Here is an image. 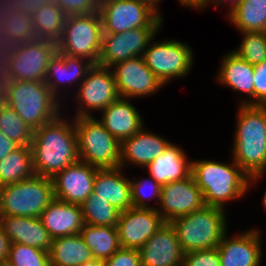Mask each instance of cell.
<instances>
[{
  "label": "cell",
  "instance_id": "cell-27",
  "mask_svg": "<svg viewBox=\"0 0 266 266\" xmlns=\"http://www.w3.org/2000/svg\"><path fill=\"white\" fill-rule=\"evenodd\" d=\"M216 80L234 91L248 94L249 100L243 99L240 104L254 105V67L238 57L234 52L223 56ZM253 101H251V100Z\"/></svg>",
  "mask_w": 266,
  "mask_h": 266
},
{
  "label": "cell",
  "instance_id": "cell-8",
  "mask_svg": "<svg viewBox=\"0 0 266 266\" xmlns=\"http://www.w3.org/2000/svg\"><path fill=\"white\" fill-rule=\"evenodd\" d=\"M102 34L99 12L67 16L61 37L56 42L57 51L98 65Z\"/></svg>",
  "mask_w": 266,
  "mask_h": 266
},
{
  "label": "cell",
  "instance_id": "cell-47",
  "mask_svg": "<svg viewBox=\"0 0 266 266\" xmlns=\"http://www.w3.org/2000/svg\"><path fill=\"white\" fill-rule=\"evenodd\" d=\"M10 247V240L3 232L0 224V262L8 259V252Z\"/></svg>",
  "mask_w": 266,
  "mask_h": 266
},
{
  "label": "cell",
  "instance_id": "cell-50",
  "mask_svg": "<svg viewBox=\"0 0 266 266\" xmlns=\"http://www.w3.org/2000/svg\"><path fill=\"white\" fill-rule=\"evenodd\" d=\"M9 7L7 0H0V28L4 17L8 14Z\"/></svg>",
  "mask_w": 266,
  "mask_h": 266
},
{
  "label": "cell",
  "instance_id": "cell-12",
  "mask_svg": "<svg viewBox=\"0 0 266 266\" xmlns=\"http://www.w3.org/2000/svg\"><path fill=\"white\" fill-rule=\"evenodd\" d=\"M160 29L141 27L116 34L103 33L98 65L111 68L119 62L143 56Z\"/></svg>",
  "mask_w": 266,
  "mask_h": 266
},
{
  "label": "cell",
  "instance_id": "cell-53",
  "mask_svg": "<svg viewBox=\"0 0 266 266\" xmlns=\"http://www.w3.org/2000/svg\"><path fill=\"white\" fill-rule=\"evenodd\" d=\"M5 83L0 80V103L4 101Z\"/></svg>",
  "mask_w": 266,
  "mask_h": 266
},
{
  "label": "cell",
  "instance_id": "cell-28",
  "mask_svg": "<svg viewBox=\"0 0 266 266\" xmlns=\"http://www.w3.org/2000/svg\"><path fill=\"white\" fill-rule=\"evenodd\" d=\"M48 253L50 266H80L94 259L80 233L52 239Z\"/></svg>",
  "mask_w": 266,
  "mask_h": 266
},
{
  "label": "cell",
  "instance_id": "cell-52",
  "mask_svg": "<svg viewBox=\"0 0 266 266\" xmlns=\"http://www.w3.org/2000/svg\"><path fill=\"white\" fill-rule=\"evenodd\" d=\"M80 266H105L103 260L92 259L91 261L85 262Z\"/></svg>",
  "mask_w": 266,
  "mask_h": 266
},
{
  "label": "cell",
  "instance_id": "cell-38",
  "mask_svg": "<svg viewBox=\"0 0 266 266\" xmlns=\"http://www.w3.org/2000/svg\"><path fill=\"white\" fill-rule=\"evenodd\" d=\"M142 180L136 179V181L130 180L131 185V199L133 203V207L135 208H152L156 209L154 206H149V201L151 199H157L158 204L160 201V195H161V185L157 183L151 176L149 178H141ZM152 190L150 191L149 195L146 193V189ZM146 190V191H145ZM148 192V191H147ZM149 197V198H148ZM148 202V203H147Z\"/></svg>",
  "mask_w": 266,
  "mask_h": 266
},
{
  "label": "cell",
  "instance_id": "cell-17",
  "mask_svg": "<svg viewBox=\"0 0 266 266\" xmlns=\"http://www.w3.org/2000/svg\"><path fill=\"white\" fill-rule=\"evenodd\" d=\"M98 169L78 161L58 172L52 178L55 198L66 203L81 205L93 192Z\"/></svg>",
  "mask_w": 266,
  "mask_h": 266
},
{
  "label": "cell",
  "instance_id": "cell-20",
  "mask_svg": "<svg viewBox=\"0 0 266 266\" xmlns=\"http://www.w3.org/2000/svg\"><path fill=\"white\" fill-rule=\"evenodd\" d=\"M170 143L169 140L147 132L142 127L137 133L121 142L120 167L124 169L129 163H132L144 169L162 154Z\"/></svg>",
  "mask_w": 266,
  "mask_h": 266
},
{
  "label": "cell",
  "instance_id": "cell-11",
  "mask_svg": "<svg viewBox=\"0 0 266 266\" xmlns=\"http://www.w3.org/2000/svg\"><path fill=\"white\" fill-rule=\"evenodd\" d=\"M77 85L75 98L79 108H76L78 111L73 118L94 116L92 111L101 112L120 97L111 68L93 65L85 79Z\"/></svg>",
  "mask_w": 266,
  "mask_h": 266
},
{
  "label": "cell",
  "instance_id": "cell-44",
  "mask_svg": "<svg viewBox=\"0 0 266 266\" xmlns=\"http://www.w3.org/2000/svg\"><path fill=\"white\" fill-rule=\"evenodd\" d=\"M0 80L4 83L12 80L10 54L0 53Z\"/></svg>",
  "mask_w": 266,
  "mask_h": 266
},
{
  "label": "cell",
  "instance_id": "cell-40",
  "mask_svg": "<svg viewBox=\"0 0 266 266\" xmlns=\"http://www.w3.org/2000/svg\"><path fill=\"white\" fill-rule=\"evenodd\" d=\"M182 266H221L218 249H206L185 253Z\"/></svg>",
  "mask_w": 266,
  "mask_h": 266
},
{
  "label": "cell",
  "instance_id": "cell-34",
  "mask_svg": "<svg viewBox=\"0 0 266 266\" xmlns=\"http://www.w3.org/2000/svg\"><path fill=\"white\" fill-rule=\"evenodd\" d=\"M0 131L18 146H31L34 130L5 102L0 103Z\"/></svg>",
  "mask_w": 266,
  "mask_h": 266
},
{
  "label": "cell",
  "instance_id": "cell-41",
  "mask_svg": "<svg viewBox=\"0 0 266 266\" xmlns=\"http://www.w3.org/2000/svg\"><path fill=\"white\" fill-rule=\"evenodd\" d=\"M104 263L105 266H141L139 250L120 247Z\"/></svg>",
  "mask_w": 266,
  "mask_h": 266
},
{
  "label": "cell",
  "instance_id": "cell-25",
  "mask_svg": "<svg viewBox=\"0 0 266 266\" xmlns=\"http://www.w3.org/2000/svg\"><path fill=\"white\" fill-rule=\"evenodd\" d=\"M122 167L98 169L93 192L120 212L133 207L130 180Z\"/></svg>",
  "mask_w": 266,
  "mask_h": 266
},
{
  "label": "cell",
  "instance_id": "cell-22",
  "mask_svg": "<svg viewBox=\"0 0 266 266\" xmlns=\"http://www.w3.org/2000/svg\"><path fill=\"white\" fill-rule=\"evenodd\" d=\"M93 65L85 58L72 57L57 51L48 64L45 84L58 99L62 87H73L79 80L82 82Z\"/></svg>",
  "mask_w": 266,
  "mask_h": 266
},
{
  "label": "cell",
  "instance_id": "cell-23",
  "mask_svg": "<svg viewBox=\"0 0 266 266\" xmlns=\"http://www.w3.org/2000/svg\"><path fill=\"white\" fill-rule=\"evenodd\" d=\"M101 113L102 118L98 120L120 143L144 126L141 113L130 103L129 98L119 97Z\"/></svg>",
  "mask_w": 266,
  "mask_h": 266
},
{
  "label": "cell",
  "instance_id": "cell-14",
  "mask_svg": "<svg viewBox=\"0 0 266 266\" xmlns=\"http://www.w3.org/2000/svg\"><path fill=\"white\" fill-rule=\"evenodd\" d=\"M111 70L115 76L117 92L122 98L153 95L164 86L146 65L143 56L119 62Z\"/></svg>",
  "mask_w": 266,
  "mask_h": 266
},
{
  "label": "cell",
  "instance_id": "cell-1",
  "mask_svg": "<svg viewBox=\"0 0 266 266\" xmlns=\"http://www.w3.org/2000/svg\"><path fill=\"white\" fill-rule=\"evenodd\" d=\"M61 117L62 114L33 132V171L39 176L53 178L58 172L79 161L74 119L71 122Z\"/></svg>",
  "mask_w": 266,
  "mask_h": 266
},
{
  "label": "cell",
  "instance_id": "cell-10",
  "mask_svg": "<svg viewBox=\"0 0 266 266\" xmlns=\"http://www.w3.org/2000/svg\"><path fill=\"white\" fill-rule=\"evenodd\" d=\"M149 42L143 58L149 69L167 85L172 79L187 76L195 57L187 43L177 40Z\"/></svg>",
  "mask_w": 266,
  "mask_h": 266
},
{
  "label": "cell",
  "instance_id": "cell-51",
  "mask_svg": "<svg viewBox=\"0 0 266 266\" xmlns=\"http://www.w3.org/2000/svg\"><path fill=\"white\" fill-rule=\"evenodd\" d=\"M146 4H149L154 10H156L161 16V12L158 10V4L162 2V0H140Z\"/></svg>",
  "mask_w": 266,
  "mask_h": 266
},
{
  "label": "cell",
  "instance_id": "cell-42",
  "mask_svg": "<svg viewBox=\"0 0 266 266\" xmlns=\"http://www.w3.org/2000/svg\"><path fill=\"white\" fill-rule=\"evenodd\" d=\"M254 105H266V61L254 64Z\"/></svg>",
  "mask_w": 266,
  "mask_h": 266
},
{
  "label": "cell",
  "instance_id": "cell-13",
  "mask_svg": "<svg viewBox=\"0 0 266 266\" xmlns=\"http://www.w3.org/2000/svg\"><path fill=\"white\" fill-rule=\"evenodd\" d=\"M57 52L56 42L36 39L18 44L10 55L11 81L45 82L50 59Z\"/></svg>",
  "mask_w": 266,
  "mask_h": 266
},
{
  "label": "cell",
  "instance_id": "cell-49",
  "mask_svg": "<svg viewBox=\"0 0 266 266\" xmlns=\"http://www.w3.org/2000/svg\"><path fill=\"white\" fill-rule=\"evenodd\" d=\"M182 6L203 10L207 7V0H182Z\"/></svg>",
  "mask_w": 266,
  "mask_h": 266
},
{
  "label": "cell",
  "instance_id": "cell-55",
  "mask_svg": "<svg viewBox=\"0 0 266 266\" xmlns=\"http://www.w3.org/2000/svg\"><path fill=\"white\" fill-rule=\"evenodd\" d=\"M263 204H264V207H265V210H266V191H265L264 197H263Z\"/></svg>",
  "mask_w": 266,
  "mask_h": 266
},
{
  "label": "cell",
  "instance_id": "cell-35",
  "mask_svg": "<svg viewBox=\"0 0 266 266\" xmlns=\"http://www.w3.org/2000/svg\"><path fill=\"white\" fill-rule=\"evenodd\" d=\"M1 31L8 37H12L18 44L36 40L32 17L20 11L11 12L4 17L1 23Z\"/></svg>",
  "mask_w": 266,
  "mask_h": 266
},
{
  "label": "cell",
  "instance_id": "cell-19",
  "mask_svg": "<svg viewBox=\"0 0 266 266\" xmlns=\"http://www.w3.org/2000/svg\"><path fill=\"white\" fill-rule=\"evenodd\" d=\"M226 233L217 246L221 266H261V234L250 229L236 236Z\"/></svg>",
  "mask_w": 266,
  "mask_h": 266
},
{
  "label": "cell",
  "instance_id": "cell-15",
  "mask_svg": "<svg viewBox=\"0 0 266 266\" xmlns=\"http://www.w3.org/2000/svg\"><path fill=\"white\" fill-rule=\"evenodd\" d=\"M156 210L165 222L190 214L204 207L202 191L191 175L186 179L170 182L161 186L160 201Z\"/></svg>",
  "mask_w": 266,
  "mask_h": 266
},
{
  "label": "cell",
  "instance_id": "cell-46",
  "mask_svg": "<svg viewBox=\"0 0 266 266\" xmlns=\"http://www.w3.org/2000/svg\"><path fill=\"white\" fill-rule=\"evenodd\" d=\"M18 147L13 141L0 131V160Z\"/></svg>",
  "mask_w": 266,
  "mask_h": 266
},
{
  "label": "cell",
  "instance_id": "cell-31",
  "mask_svg": "<svg viewBox=\"0 0 266 266\" xmlns=\"http://www.w3.org/2000/svg\"><path fill=\"white\" fill-rule=\"evenodd\" d=\"M226 17L240 32H266V0H241Z\"/></svg>",
  "mask_w": 266,
  "mask_h": 266
},
{
  "label": "cell",
  "instance_id": "cell-45",
  "mask_svg": "<svg viewBox=\"0 0 266 266\" xmlns=\"http://www.w3.org/2000/svg\"><path fill=\"white\" fill-rule=\"evenodd\" d=\"M18 47V43L12 38L5 35L0 28V53L12 54Z\"/></svg>",
  "mask_w": 266,
  "mask_h": 266
},
{
  "label": "cell",
  "instance_id": "cell-16",
  "mask_svg": "<svg viewBox=\"0 0 266 266\" xmlns=\"http://www.w3.org/2000/svg\"><path fill=\"white\" fill-rule=\"evenodd\" d=\"M165 223L156 209L128 208L119 215V244L122 248L139 250Z\"/></svg>",
  "mask_w": 266,
  "mask_h": 266
},
{
  "label": "cell",
  "instance_id": "cell-36",
  "mask_svg": "<svg viewBox=\"0 0 266 266\" xmlns=\"http://www.w3.org/2000/svg\"><path fill=\"white\" fill-rule=\"evenodd\" d=\"M242 43L233 50L238 57L254 65L266 61V32H241Z\"/></svg>",
  "mask_w": 266,
  "mask_h": 266
},
{
  "label": "cell",
  "instance_id": "cell-54",
  "mask_svg": "<svg viewBox=\"0 0 266 266\" xmlns=\"http://www.w3.org/2000/svg\"><path fill=\"white\" fill-rule=\"evenodd\" d=\"M0 266H13L8 260L1 261Z\"/></svg>",
  "mask_w": 266,
  "mask_h": 266
},
{
  "label": "cell",
  "instance_id": "cell-18",
  "mask_svg": "<svg viewBox=\"0 0 266 266\" xmlns=\"http://www.w3.org/2000/svg\"><path fill=\"white\" fill-rule=\"evenodd\" d=\"M141 266H182L184 252L175 229L166 222L139 249Z\"/></svg>",
  "mask_w": 266,
  "mask_h": 266
},
{
  "label": "cell",
  "instance_id": "cell-32",
  "mask_svg": "<svg viewBox=\"0 0 266 266\" xmlns=\"http://www.w3.org/2000/svg\"><path fill=\"white\" fill-rule=\"evenodd\" d=\"M66 17L55 2L44 4L32 16L36 38L57 42L61 37Z\"/></svg>",
  "mask_w": 266,
  "mask_h": 266
},
{
  "label": "cell",
  "instance_id": "cell-2",
  "mask_svg": "<svg viewBox=\"0 0 266 266\" xmlns=\"http://www.w3.org/2000/svg\"><path fill=\"white\" fill-rule=\"evenodd\" d=\"M238 111L231 154L252 185L266 169V105L240 104Z\"/></svg>",
  "mask_w": 266,
  "mask_h": 266
},
{
  "label": "cell",
  "instance_id": "cell-7",
  "mask_svg": "<svg viewBox=\"0 0 266 266\" xmlns=\"http://www.w3.org/2000/svg\"><path fill=\"white\" fill-rule=\"evenodd\" d=\"M79 161L99 169L120 167L121 143L94 116L74 118Z\"/></svg>",
  "mask_w": 266,
  "mask_h": 266
},
{
  "label": "cell",
  "instance_id": "cell-30",
  "mask_svg": "<svg viewBox=\"0 0 266 266\" xmlns=\"http://www.w3.org/2000/svg\"><path fill=\"white\" fill-rule=\"evenodd\" d=\"M34 174L31 146H18L0 160V187L20 182Z\"/></svg>",
  "mask_w": 266,
  "mask_h": 266
},
{
  "label": "cell",
  "instance_id": "cell-39",
  "mask_svg": "<svg viewBox=\"0 0 266 266\" xmlns=\"http://www.w3.org/2000/svg\"><path fill=\"white\" fill-rule=\"evenodd\" d=\"M66 16L99 12L101 0H55Z\"/></svg>",
  "mask_w": 266,
  "mask_h": 266
},
{
  "label": "cell",
  "instance_id": "cell-37",
  "mask_svg": "<svg viewBox=\"0 0 266 266\" xmlns=\"http://www.w3.org/2000/svg\"><path fill=\"white\" fill-rule=\"evenodd\" d=\"M7 260L13 266H50L48 251L21 243H10Z\"/></svg>",
  "mask_w": 266,
  "mask_h": 266
},
{
  "label": "cell",
  "instance_id": "cell-4",
  "mask_svg": "<svg viewBox=\"0 0 266 266\" xmlns=\"http://www.w3.org/2000/svg\"><path fill=\"white\" fill-rule=\"evenodd\" d=\"M61 97L57 99L45 82L9 81L5 83L3 102L35 130L61 114Z\"/></svg>",
  "mask_w": 266,
  "mask_h": 266
},
{
  "label": "cell",
  "instance_id": "cell-33",
  "mask_svg": "<svg viewBox=\"0 0 266 266\" xmlns=\"http://www.w3.org/2000/svg\"><path fill=\"white\" fill-rule=\"evenodd\" d=\"M84 223L117 227L120 211L94 192L81 204Z\"/></svg>",
  "mask_w": 266,
  "mask_h": 266
},
{
  "label": "cell",
  "instance_id": "cell-26",
  "mask_svg": "<svg viewBox=\"0 0 266 266\" xmlns=\"http://www.w3.org/2000/svg\"><path fill=\"white\" fill-rule=\"evenodd\" d=\"M145 168L161 186L192 175V161L188 160L181 147L173 143H170L164 152Z\"/></svg>",
  "mask_w": 266,
  "mask_h": 266
},
{
  "label": "cell",
  "instance_id": "cell-3",
  "mask_svg": "<svg viewBox=\"0 0 266 266\" xmlns=\"http://www.w3.org/2000/svg\"><path fill=\"white\" fill-rule=\"evenodd\" d=\"M192 175L203 193L205 204L224 210V205L242 198L251 187L250 177L233 159L229 164L212 160L192 161Z\"/></svg>",
  "mask_w": 266,
  "mask_h": 266
},
{
  "label": "cell",
  "instance_id": "cell-24",
  "mask_svg": "<svg viewBox=\"0 0 266 266\" xmlns=\"http://www.w3.org/2000/svg\"><path fill=\"white\" fill-rule=\"evenodd\" d=\"M0 224L10 243L49 251L52 238L39 217L0 216Z\"/></svg>",
  "mask_w": 266,
  "mask_h": 266
},
{
  "label": "cell",
  "instance_id": "cell-48",
  "mask_svg": "<svg viewBox=\"0 0 266 266\" xmlns=\"http://www.w3.org/2000/svg\"><path fill=\"white\" fill-rule=\"evenodd\" d=\"M226 1V2H225ZM241 2V0H207V7L208 4H215L214 8H218V6L220 7V5L224 6V5H229L228 7V13H230L239 3ZM224 4V5H223Z\"/></svg>",
  "mask_w": 266,
  "mask_h": 266
},
{
  "label": "cell",
  "instance_id": "cell-6",
  "mask_svg": "<svg viewBox=\"0 0 266 266\" xmlns=\"http://www.w3.org/2000/svg\"><path fill=\"white\" fill-rule=\"evenodd\" d=\"M54 199L52 178L34 174L0 187V216L40 217Z\"/></svg>",
  "mask_w": 266,
  "mask_h": 266
},
{
  "label": "cell",
  "instance_id": "cell-5",
  "mask_svg": "<svg viewBox=\"0 0 266 266\" xmlns=\"http://www.w3.org/2000/svg\"><path fill=\"white\" fill-rule=\"evenodd\" d=\"M225 210L205 205L170 222L185 253L215 249L227 231Z\"/></svg>",
  "mask_w": 266,
  "mask_h": 266
},
{
  "label": "cell",
  "instance_id": "cell-21",
  "mask_svg": "<svg viewBox=\"0 0 266 266\" xmlns=\"http://www.w3.org/2000/svg\"><path fill=\"white\" fill-rule=\"evenodd\" d=\"M52 239L79 234L84 226L81 205L54 199L39 217Z\"/></svg>",
  "mask_w": 266,
  "mask_h": 266
},
{
  "label": "cell",
  "instance_id": "cell-43",
  "mask_svg": "<svg viewBox=\"0 0 266 266\" xmlns=\"http://www.w3.org/2000/svg\"><path fill=\"white\" fill-rule=\"evenodd\" d=\"M55 0H7L9 11L18 12L33 16L44 4Z\"/></svg>",
  "mask_w": 266,
  "mask_h": 266
},
{
  "label": "cell",
  "instance_id": "cell-29",
  "mask_svg": "<svg viewBox=\"0 0 266 266\" xmlns=\"http://www.w3.org/2000/svg\"><path fill=\"white\" fill-rule=\"evenodd\" d=\"M80 235L97 260L109 259L121 247L117 227L84 224Z\"/></svg>",
  "mask_w": 266,
  "mask_h": 266
},
{
  "label": "cell",
  "instance_id": "cell-9",
  "mask_svg": "<svg viewBox=\"0 0 266 266\" xmlns=\"http://www.w3.org/2000/svg\"><path fill=\"white\" fill-rule=\"evenodd\" d=\"M103 33H121L141 27H161L162 16L140 0H101Z\"/></svg>",
  "mask_w": 266,
  "mask_h": 266
}]
</instances>
